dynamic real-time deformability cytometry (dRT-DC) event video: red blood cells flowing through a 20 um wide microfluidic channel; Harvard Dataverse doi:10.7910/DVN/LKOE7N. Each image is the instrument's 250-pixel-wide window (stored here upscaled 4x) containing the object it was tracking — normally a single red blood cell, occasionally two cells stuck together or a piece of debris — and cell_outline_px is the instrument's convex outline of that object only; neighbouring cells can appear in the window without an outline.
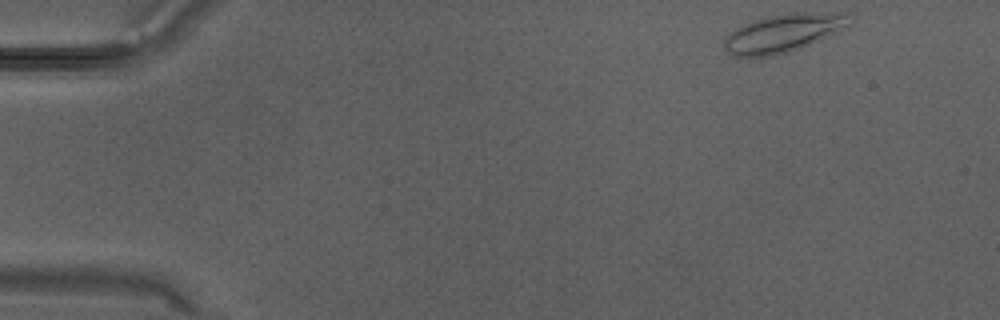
{"species": "Egyptian fruit bat (a non-hibernating species)", "species_latin": "Rousettus aegyptiacus", "temperature_condition": "warm", "stored_images_in_passage": 31, "camera_frame_rate_fps": 3000, "um_per_image_px": 0.085, "animal": {"sex": "male"}, "frame": {"image": 1, "passage_image": 1, "time_ms": 0.0, "image_size_px": [1000, 320], "cell_outline_px": [[856, 16], [852, 24], [836, 32], [800, 48], [772, 56], [732, 56], [724, 48], [724, 40], [736, 28], [756, 20], [772, 16], [796, 12], [848, 12]], "centroid_in_image_um": [66.69, 2.78], "position_along_channel_um": 18.3, "area_um2": 27.69}}
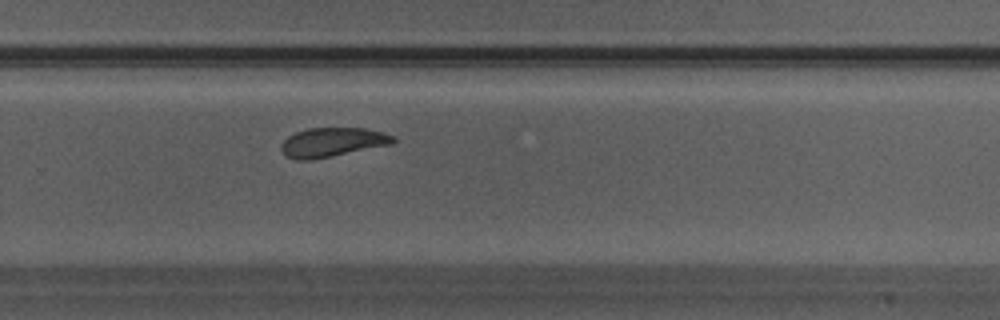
{"frame": {"image": 2, "passage_image": 20, "time_ms": 6.333, "image_size_px": [1000, 320], "cell_outline_px": [[396, 140], [392, 144], [332, 156], [308, 160], [296, 160], [288, 156], [280, 148], [280, 144], [288, 136], [296, 132], [308, 128], [364, 128], [384, 132], [392, 136]], "centroid_in_image_um": [28.24, 12.08], "position_along_channel_um": 301.6, "area_um2": 18.9}}
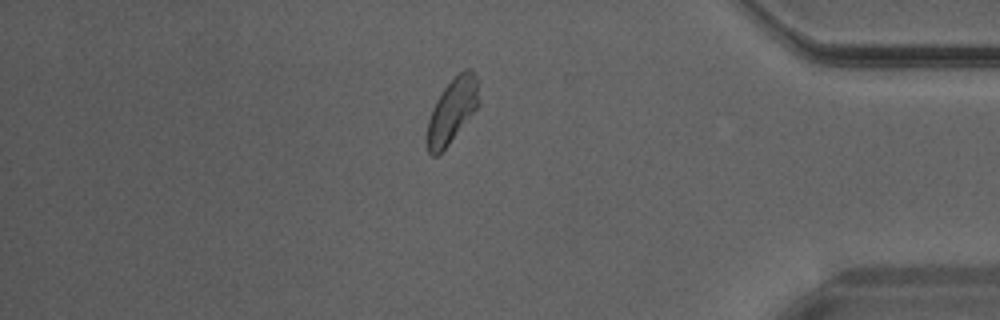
{"frame": {"image": 3, "passage_image": 26, "time_ms": 8.333, "image_size_px": [1000, 320], "cell_outline_px": [[480, 104], [448, 144], [436, 156], [432, 156], [428, 152], [428, 120], [432, 108], [436, 100], [444, 88], [464, 68], [472, 68], [476, 76], [480, 100]], "centroid_in_image_um": [38.46, 9.36], "position_along_channel_um": 396.7, "area_um2": 19.07}}